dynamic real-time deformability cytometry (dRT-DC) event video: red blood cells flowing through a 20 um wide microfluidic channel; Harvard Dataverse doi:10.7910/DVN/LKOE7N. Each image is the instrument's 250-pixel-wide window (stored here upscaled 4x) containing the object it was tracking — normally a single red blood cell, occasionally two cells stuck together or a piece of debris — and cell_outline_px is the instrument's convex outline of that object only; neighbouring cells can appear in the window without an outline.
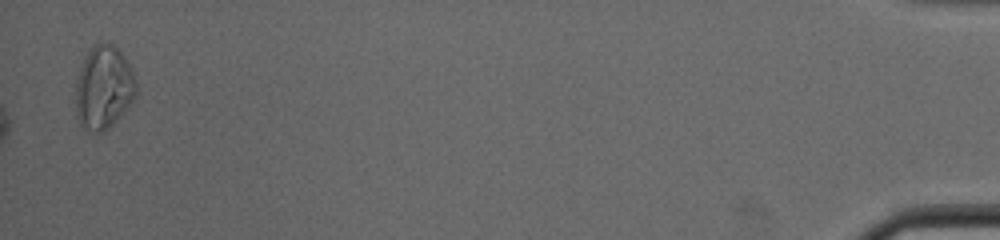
{"species": "common noctule bat (a hibernating species)", "species_latin": "Nyctalus noctula", "temperature_condition": "cold", "stored_images_in_passage": 43, "segment_of_instrument_passage": [2, 2], "camera_frame_rate_fps": 3000, "um_per_image_px": 0.085, "animal": {"sex": "male", "body_mass_g": 19.0, "forearm_length_mm": 50.8}, "frame": {"image": 1, "passage_image": 43, "time_ms": 14.0, "image_size_px": [1000, 240], "cell_outline_px": [[136, 96], [112, 124], [104, 132], [92, 132], [80, 124], [76, 112], [76, 84], [80, 68], [88, 48], [92, 44], [112, 44], [124, 56], [136, 80]], "centroid_in_image_um": [8.79, 7.43], "position_along_channel_um": 426.4, "area_um2": 28.96}}